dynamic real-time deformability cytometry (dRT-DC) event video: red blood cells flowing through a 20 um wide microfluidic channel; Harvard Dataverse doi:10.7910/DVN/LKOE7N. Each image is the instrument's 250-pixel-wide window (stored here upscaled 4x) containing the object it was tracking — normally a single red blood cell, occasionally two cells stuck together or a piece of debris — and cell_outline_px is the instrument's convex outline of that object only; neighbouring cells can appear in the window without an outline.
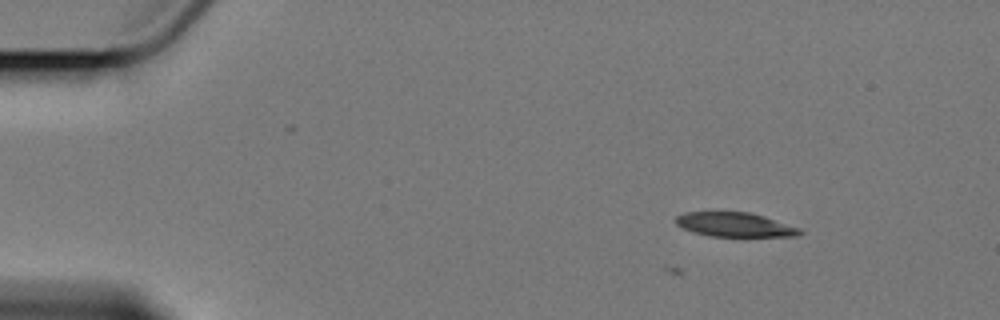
{"species": "Egyptian fruit bat (a non-hibernating species)", "species_latin": "Rousettus aegyptiacus", "temperature_condition": "cold", "stored_images_in_passage": 9, "camera_frame_rate_fps": 3000, "um_per_image_px": 0.085, "animal": {"sex": "female"}, "frame": {"image": 1, "passage_image": 2, "time_ms": 1.333, "image_size_px": [1000, 320], "cell_outline_px": [[804, 232], [796, 236], [708, 236], [692, 232], [676, 224], [676, 216], [684, 212], [748, 212], [764, 216], [800, 228]], "centroid_in_image_um": [62.45, 19.09], "position_along_channel_um": 22.5, "area_um2": 17.46}}
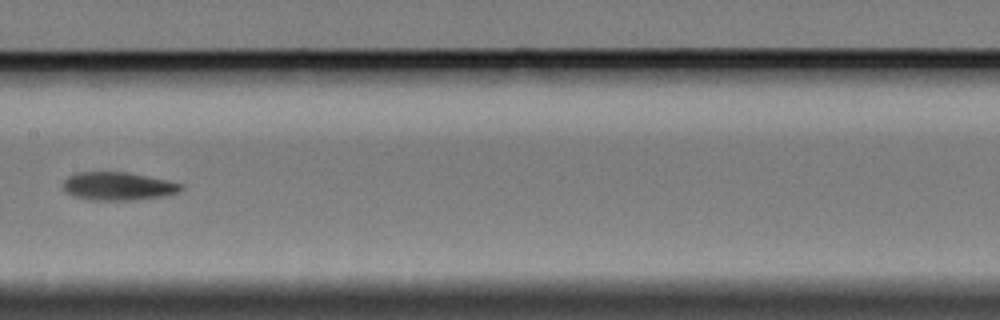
{"frame": {"image": 2, "passage_image": 8, "time_ms": 9.0, "image_size_px": [1000, 320], "cell_outline_px": [[184, 188], [180, 192], [164, 196], [136, 200], [88, 200], [76, 196], [68, 192], [64, 188], [64, 180], [68, 176], [80, 172], [128, 172], [184, 184]], "centroid_in_image_um": [10.09, 15.83], "position_along_channel_um": 197.3, "area_um2": 19.31}}
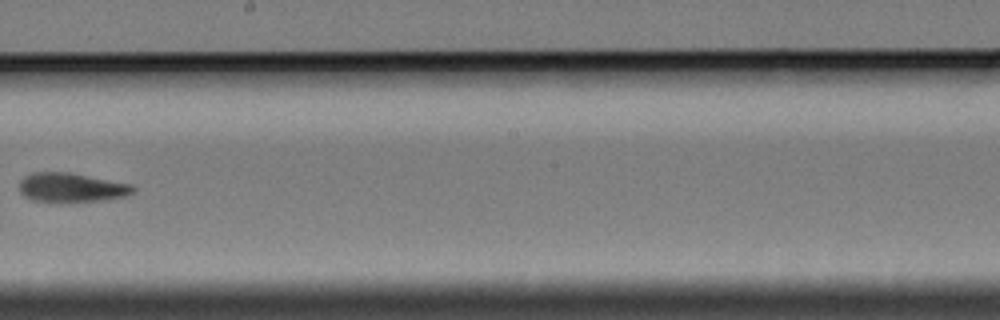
{"frame": {"image": 3, "passage_image": 9, "time_ms": 10.333, "image_size_px": [1000, 320], "cell_outline_px": [[136, 188], [128, 196], [100, 200], [32, 200], [24, 196], [20, 192], [20, 180], [24, 176], [32, 172], [72, 172], [132, 184]], "centroid_in_image_um": [6.09, 15.9], "position_along_channel_um": 242.1, "area_um2": 19.02}}